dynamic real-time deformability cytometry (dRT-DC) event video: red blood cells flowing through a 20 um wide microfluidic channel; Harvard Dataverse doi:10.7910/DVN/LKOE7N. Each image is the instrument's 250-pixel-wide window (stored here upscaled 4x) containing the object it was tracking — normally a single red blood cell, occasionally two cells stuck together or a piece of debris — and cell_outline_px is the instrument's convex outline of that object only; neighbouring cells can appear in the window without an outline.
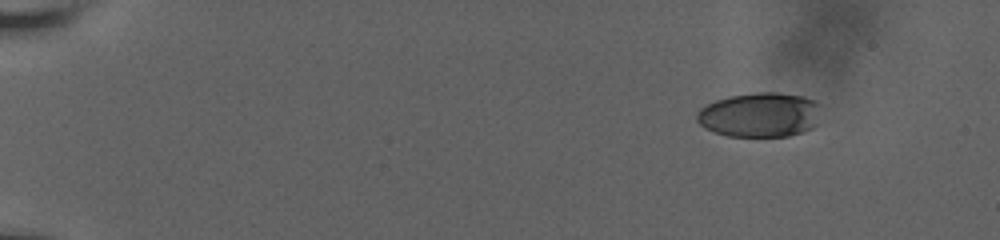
{"species": "human", "species_latin": "Homo sapiens", "temperature_condition": "room temperature", "stored_images_in_passage": 28, "camera_frame_rate_fps": 3000, "um_per_image_px": 0.085, "donor": {"sex": "male"}, "frame": {"image": 1, "passage_image": 1, "time_ms": 0.0, "image_size_px": [1000, 240], "cell_outline_px": [[824, 104], [816, 124], [812, 128], [804, 132], [788, 136], [728, 136], [704, 128], [696, 120], [696, 112], [700, 108], [716, 100], [728, 96], [756, 92], [776, 92], [804, 96], [816, 100]], "centroid_in_image_um": [64.64, 9.74], "position_along_channel_um": 20.4, "area_um2": 32.83}}
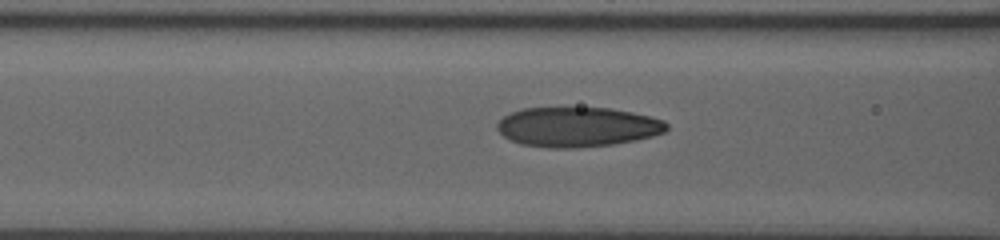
{"frame": {"image": 2, "passage_image": 18, "time_ms": 6.667, "image_size_px": [1000, 240], "cell_outline_px": [[668, 128], [664, 132], [652, 136], [636, 140], [612, 144], [576, 148], [548, 148], [520, 144], [504, 136], [496, 128], [496, 124], [504, 116], [512, 112], [524, 108], [608, 108], [632, 112], [664, 120], [668, 124]], "centroid_in_image_um": [49.08, 10.79], "position_along_channel_um": 117.5, "area_um2": 39.19}}
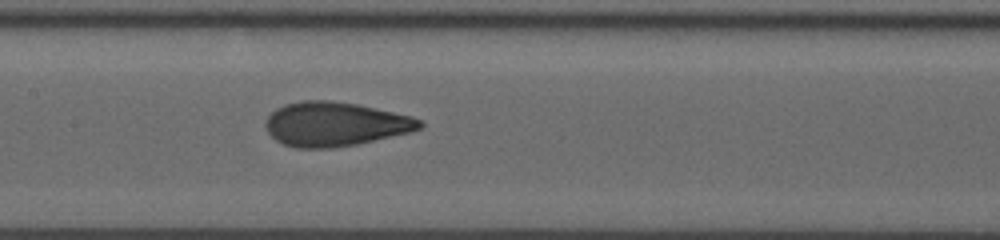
{"frame": {"image": 3, "passage_image": 27, "time_ms": 8.333, "image_size_px": [1000, 240], "cell_outline_px": [[424, 124], [420, 128], [408, 132], [356, 144], [328, 148], [296, 148], [284, 144], [276, 140], [268, 132], [264, 124], [268, 116], [276, 108], [284, 104], [300, 100], [332, 100], [356, 104], [412, 116], [420, 120]], "centroid_in_image_um": [28.43, 10.53], "position_along_channel_um": 179.0, "area_um2": 39.42}}